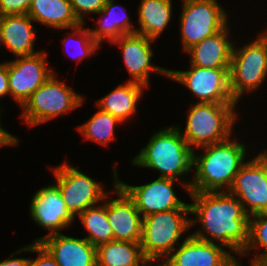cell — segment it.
I'll return each mask as SVG.
<instances>
[{
  "label": "cell",
  "instance_id": "cell-1",
  "mask_svg": "<svg viewBox=\"0 0 267 266\" xmlns=\"http://www.w3.org/2000/svg\"><path fill=\"white\" fill-rule=\"evenodd\" d=\"M189 194L193 199L190 214L196 216L190 219L191 227L195 222L202 226L191 235L203 241H217L232 253L241 255L248 243L249 215L239 199L229 191Z\"/></svg>",
  "mask_w": 267,
  "mask_h": 266
},
{
  "label": "cell",
  "instance_id": "cell-2",
  "mask_svg": "<svg viewBox=\"0 0 267 266\" xmlns=\"http://www.w3.org/2000/svg\"><path fill=\"white\" fill-rule=\"evenodd\" d=\"M193 149L181 135V127L170 126L155 132L131 163L159 171V177L178 180L190 192L191 182L182 181L193 168ZM185 176V177H184ZM180 177V178H179Z\"/></svg>",
  "mask_w": 267,
  "mask_h": 266
},
{
  "label": "cell",
  "instance_id": "cell-3",
  "mask_svg": "<svg viewBox=\"0 0 267 266\" xmlns=\"http://www.w3.org/2000/svg\"><path fill=\"white\" fill-rule=\"evenodd\" d=\"M229 139L200 147L203 154L193 151V168L190 192L228 191L233 185L247 154L244 143Z\"/></svg>",
  "mask_w": 267,
  "mask_h": 266
},
{
  "label": "cell",
  "instance_id": "cell-4",
  "mask_svg": "<svg viewBox=\"0 0 267 266\" xmlns=\"http://www.w3.org/2000/svg\"><path fill=\"white\" fill-rule=\"evenodd\" d=\"M236 104L196 102L190 107L181 135L193 150L229 139L238 117Z\"/></svg>",
  "mask_w": 267,
  "mask_h": 266
},
{
  "label": "cell",
  "instance_id": "cell-5",
  "mask_svg": "<svg viewBox=\"0 0 267 266\" xmlns=\"http://www.w3.org/2000/svg\"><path fill=\"white\" fill-rule=\"evenodd\" d=\"M190 204L184 208L150 214L142 219L141 248L146 259L165 260L176 248L187 229H191Z\"/></svg>",
  "mask_w": 267,
  "mask_h": 266
},
{
  "label": "cell",
  "instance_id": "cell-6",
  "mask_svg": "<svg viewBox=\"0 0 267 266\" xmlns=\"http://www.w3.org/2000/svg\"><path fill=\"white\" fill-rule=\"evenodd\" d=\"M57 73L43 83L21 107L27 126L35 127L59 115L68 113L83 105L84 98L64 81L56 79Z\"/></svg>",
  "mask_w": 267,
  "mask_h": 266
},
{
  "label": "cell",
  "instance_id": "cell-7",
  "mask_svg": "<svg viewBox=\"0 0 267 266\" xmlns=\"http://www.w3.org/2000/svg\"><path fill=\"white\" fill-rule=\"evenodd\" d=\"M266 77L267 50L260 37L240 48L233 45L229 84L232 97L237 103L246 92H255Z\"/></svg>",
  "mask_w": 267,
  "mask_h": 266
},
{
  "label": "cell",
  "instance_id": "cell-8",
  "mask_svg": "<svg viewBox=\"0 0 267 266\" xmlns=\"http://www.w3.org/2000/svg\"><path fill=\"white\" fill-rule=\"evenodd\" d=\"M181 10L180 34L185 52L221 31L229 21L217 0H183Z\"/></svg>",
  "mask_w": 267,
  "mask_h": 266
},
{
  "label": "cell",
  "instance_id": "cell-9",
  "mask_svg": "<svg viewBox=\"0 0 267 266\" xmlns=\"http://www.w3.org/2000/svg\"><path fill=\"white\" fill-rule=\"evenodd\" d=\"M51 169L67 209L75 218L87 208L104 201L108 194L100 182L85 175L66 161Z\"/></svg>",
  "mask_w": 267,
  "mask_h": 266
},
{
  "label": "cell",
  "instance_id": "cell-10",
  "mask_svg": "<svg viewBox=\"0 0 267 266\" xmlns=\"http://www.w3.org/2000/svg\"><path fill=\"white\" fill-rule=\"evenodd\" d=\"M168 78L187 87L198 103H237L230 91L229 68L190 65L187 71L169 69Z\"/></svg>",
  "mask_w": 267,
  "mask_h": 266
},
{
  "label": "cell",
  "instance_id": "cell-11",
  "mask_svg": "<svg viewBox=\"0 0 267 266\" xmlns=\"http://www.w3.org/2000/svg\"><path fill=\"white\" fill-rule=\"evenodd\" d=\"M228 191L239 199L249 217L267 213V158L260 152L246 159Z\"/></svg>",
  "mask_w": 267,
  "mask_h": 266
},
{
  "label": "cell",
  "instance_id": "cell-12",
  "mask_svg": "<svg viewBox=\"0 0 267 266\" xmlns=\"http://www.w3.org/2000/svg\"><path fill=\"white\" fill-rule=\"evenodd\" d=\"M46 56L45 50H40L39 53L19 56L15 60L8 61L10 96L19 104V107H22L53 73H56L53 68L48 67Z\"/></svg>",
  "mask_w": 267,
  "mask_h": 266
},
{
  "label": "cell",
  "instance_id": "cell-13",
  "mask_svg": "<svg viewBox=\"0 0 267 266\" xmlns=\"http://www.w3.org/2000/svg\"><path fill=\"white\" fill-rule=\"evenodd\" d=\"M175 181L177 180L158 177L148 184L133 186L117 178V185L133 200L144 218L153 213L184 208L188 204L176 196L173 188Z\"/></svg>",
  "mask_w": 267,
  "mask_h": 266
},
{
  "label": "cell",
  "instance_id": "cell-14",
  "mask_svg": "<svg viewBox=\"0 0 267 266\" xmlns=\"http://www.w3.org/2000/svg\"><path fill=\"white\" fill-rule=\"evenodd\" d=\"M155 39L146 37L145 35L132 33L120 36L112 43L118 44L122 50V57L128 74L132 78L128 81L136 82L144 85L146 88L150 85V73H159L168 77L169 69L162 68L151 62L154 53L152 51L151 42Z\"/></svg>",
  "mask_w": 267,
  "mask_h": 266
},
{
  "label": "cell",
  "instance_id": "cell-15",
  "mask_svg": "<svg viewBox=\"0 0 267 266\" xmlns=\"http://www.w3.org/2000/svg\"><path fill=\"white\" fill-rule=\"evenodd\" d=\"M116 168L113 169V193L118 197L106 199L107 218L113 232V241L141 242L142 216L135 207L133 200L117 185Z\"/></svg>",
  "mask_w": 267,
  "mask_h": 266
},
{
  "label": "cell",
  "instance_id": "cell-16",
  "mask_svg": "<svg viewBox=\"0 0 267 266\" xmlns=\"http://www.w3.org/2000/svg\"><path fill=\"white\" fill-rule=\"evenodd\" d=\"M29 212L31 219L39 226L47 230L45 236L58 234L61 230L68 228L75 217L67 209L58 185H52L38 189L31 198Z\"/></svg>",
  "mask_w": 267,
  "mask_h": 266
},
{
  "label": "cell",
  "instance_id": "cell-17",
  "mask_svg": "<svg viewBox=\"0 0 267 266\" xmlns=\"http://www.w3.org/2000/svg\"><path fill=\"white\" fill-rule=\"evenodd\" d=\"M163 262L164 266H227L235 256L225 246L186 235Z\"/></svg>",
  "mask_w": 267,
  "mask_h": 266
},
{
  "label": "cell",
  "instance_id": "cell-18",
  "mask_svg": "<svg viewBox=\"0 0 267 266\" xmlns=\"http://www.w3.org/2000/svg\"><path fill=\"white\" fill-rule=\"evenodd\" d=\"M40 243L59 266H97L96 246L85 238L58 233L34 240Z\"/></svg>",
  "mask_w": 267,
  "mask_h": 266
},
{
  "label": "cell",
  "instance_id": "cell-19",
  "mask_svg": "<svg viewBox=\"0 0 267 266\" xmlns=\"http://www.w3.org/2000/svg\"><path fill=\"white\" fill-rule=\"evenodd\" d=\"M227 24L221 31L205 38L186 51L190 54V65L201 68H230L233 40ZM232 41V42H231Z\"/></svg>",
  "mask_w": 267,
  "mask_h": 266
},
{
  "label": "cell",
  "instance_id": "cell-20",
  "mask_svg": "<svg viewBox=\"0 0 267 266\" xmlns=\"http://www.w3.org/2000/svg\"><path fill=\"white\" fill-rule=\"evenodd\" d=\"M33 23L34 20L28 14L0 16L3 46L15 57L39 53L34 48L37 30L33 27Z\"/></svg>",
  "mask_w": 267,
  "mask_h": 266
},
{
  "label": "cell",
  "instance_id": "cell-21",
  "mask_svg": "<svg viewBox=\"0 0 267 266\" xmlns=\"http://www.w3.org/2000/svg\"><path fill=\"white\" fill-rule=\"evenodd\" d=\"M143 88L146 87L142 84L127 81L100 98L96 105L124 123L136 114L137 103L144 93Z\"/></svg>",
  "mask_w": 267,
  "mask_h": 266
},
{
  "label": "cell",
  "instance_id": "cell-22",
  "mask_svg": "<svg viewBox=\"0 0 267 266\" xmlns=\"http://www.w3.org/2000/svg\"><path fill=\"white\" fill-rule=\"evenodd\" d=\"M36 23L51 28L70 29L80 24L70 0H32L27 13Z\"/></svg>",
  "mask_w": 267,
  "mask_h": 266
},
{
  "label": "cell",
  "instance_id": "cell-23",
  "mask_svg": "<svg viewBox=\"0 0 267 266\" xmlns=\"http://www.w3.org/2000/svg\"><path fill=\"white\" fill-rule=\"evenodd\" d=\"M172 0H141L135 32L156 39L172 20Z\"/></svg>",
  "mask_w": 267,
  "mask_h": 266
},
{
  "label": "cell",
  "instance_id": "cell-24",
  "mask_svg": "<svg viewBox=\"0 0 267 266\" xmlns=\"http://www.w3.org/2000/svg\"><path fill=\"white\" fill-rule=\"evenodd\" d=\"M119 10L114 0H107L103 9L97 13L101 15L100 20H97L98 27L89 30L94 40L99 44L103 43L105 39L112 42L122 35L135 33L128 14L121 10L125 14L119 17L121 15Z\"/></svg>",
  "mask_w": 267,
  "mask_h": 266
},
{
  "label": "cell",
  "instance_id": "cell-25",
  "mask_svg": "<svg viewBox=\"0 0 267 266\" xmlns=\"http://www.w3.org/2000/svg\"><path fill=\"white\" fill-rule=\"evenodd\" d=\"M97 266H139L146 258L141 244L129 241H111L96 247Z\"/></svg>",
  "mask_w": 267,
  "mask_h": 266
},
{
  "label": "cell",
  "instance_id": "cell-26",
  "mask_svg": "<svg viewBox=\"0 0 267 266\" xmlns=\"http://www.w3.org/2000/svg\"><path fill=\"white\" fill-rule=\"evenodd\" d=\"M108 196L110 195L107 194L102 204L89 207L78 216L89 235L85 239L96 247L102 243L113 241V232L106 211Z\"/></svg>",
  "mask_w": 267,
  "mask_h": 266
},
{
  "label": "cell",
  "instance_id": "cell-27",
  "mask_svg": "<svg viewBox=\"0 0 267 266\" xmlns=\"http://www.w3.org/2000/svg\"><path fill=\"white\" fill-rule=\"evenodd\" d=\"M123 124L110 113L99 108L88 121L77 129L86 140L94 141L101 145H108L115 137V126Z\"/></svg>",
  "mask_w": 267,
  "mask_h": 266
},
{
  "label": "cell",
  "instance_id": "cell-28",
  "mask_svg": "<svg viewBox=\"0 0 267 266\" xmlns=\"http://www.w3.org/2000/svg\"><path fill=\"white\" fill-rule=\"evenodd\" d=\"M255 248L263 251L251 260L262 262L267 257V213L249 217L248 243L240 256L248 255Z\"/></svg>",
  "mask_w": 267,
  "mask_h": 266
},
{
  "label": "cell",
  "instance_id": "cell-29",
  "mask_svg": "<svg viewBox=\"0 0 267 266\" xmlns=\"http://www.w3.org/2000/svg\"><path fill=\"white\" fill-rule=\"evenodd\" d=\"M84 25V23H80L79 25L72 27L71 29L73 31H71L69 35L65 36L63 39V44L66 46L65 43L69 42L70 39H72L73 37H77L78 44L75 42L74 43L75 45H78V48H75L78 51L76 50L77 53H74L75 56H73L74 60L77 59V63L81 62L84 58H87L89 56L91 57L93 53L95 54V51L98 50L101 46L97 41L94 40L92 34L90 33V30L88 28L83 27Z\"/></svg>",
  "mask_w": 267,
  "mask_h": 266
},
{
  "label": "cell",
  "instance_id": "cell-30",
  "mask_svg": "<svg viewBox=\"0 0 267 266\" xmlns=\"http://www.w3.org/2000/svg\"><path fill=\"white\" fill-rule=\"evenodd\" d=\"M73 13L80 23L85 22V14H97L106 4L107 0H70Z\"/></svg>",
  "mask_w": 267,
  "mask_h": 266
},
{
  "label": "cell",
  "instance_id": "cell-31",
  "mask_svg": "<svg viewBox=\"0 0 267 266\" xmlns=\"http://www.w3.org/2000/svg\"><path fill=\"white\" fill-rule=\"evenodd\" d=\"M27 251L39 253L36 259L29 258V266H59L40 243L32 242V244L27 245Z\"/></svg>",
  "mask_w": 267,
  "mask_h": 266
},
{
  "label": "cell",
  "instance_id": "cell-32",
  "mask_svg": "<svg viewBox=\"0 0 267 266\" xmlns=\"http://www.w3.org/2000/svg\"><path fill=\"white\" fill-rule=\"evenodd\" d=\"M32 0H0V16L27 14Z\"/></svg>",
  "mask_w": 267,
  "mask_h": 266
},
{
  "label": "cell",
  "instance_id": "cell-33",
  "mask_svg": "<svg viewBox=\"0 0 267 266\" xmlns=\"http://www.w3.org/2000/svg\"><path fill=\"white\" fill-rule=\"evenodd\" d=\"M24 251L27 252V246L22 247L19 250H16V252L10 254L9 259L0 261V266H29V258H14L16 254L18 255Z\"/></svg>",
  "mask_w": 267,
  "mask_h": 266
},
{
  "label": "cell",
  "instance_id": "cell-34",
  "mask_svg": "<svg viewBox=\"0 0 267 266\" xmlns=\"http://www.w3.org/2000/svg\"><path fill=\"white\" fill-rule=\"evenodd\" d=\"M10 95L8 85V61L0 63V98Z\"/></svg>",
  "mask_w": 267,
  "mask_h": 266
},
{
  "label": "cell",
  "instance_id": "cell-35",
  "mask_svg": "<svg viewBox=\"0 0 267 266\" xmlns=\"http://www.w3.org/2000/svg\"><path fill=\"white\" fill-rule=\"evenodd\" d=\"M0 107H1V105H0ZM1 110H3V109L0 108V114L2 113ZM0 117H2V116L0 115ZM0 120H1V118H0ZM0 141L5 146H8V145L9 146H16L19 143V140L16 136L10 134L8 131L3 129L1 121H0Z\"/></svg>",
  "mask_w": 267,
  "mask_h": 266
},
{
  "label": "cell",
  "instance_id": "cell-36",
  "mask_svg": "<svg viewBox=\"0 0 267 266\" xmlns=\"http://www.w3.org/2000/svg\"><path fill=\"white\" fill-rule=\"evenodd\" d=\"M251 266H265L262 262L260 261H253L251 260L250 263H249ZM241 262L239 261V266H241Z\"/></svg>",
  "mask_w": 267,
  "mask_h": 266
},
{
  "label": "cell",
  "instance_id": "cell-37",
  "mask_svg": "<svg viewBox=\"0 0 267 266\" xmlns=\"http://www.w3.org/2000/svg\"><path fill=\"white\" fill-rule=\"evenodd\" d=\"M265 32L262 34H260V38L265 42V47H266V50H267V31L264 30Z\"/></svg>",
  "mask_w": 267,
  "mask_h": 266
},
{
  "label": "cell",
  "instance_id": "cell-38",
  "mask_svg": "<svg viewBox=\"0 0 267 266\" xmlns=\"http://www.w3.org/2000/svg\"><path fill=\"white\" fill-rule=\"evenodd\" d=\"M227 266H239L238 257L237 258L234 257V259Z\"/></svg>",
  "mask_w": 267,
  "mask_h": 266
},
{
  "label": "cell",
  "instance_id": "cell-39",
  "mask_svg": "<svg viewBox=\"0 0 267 266\" xmlns=\"http://www.w3.org/2000/svg\"><path fill=\"white\" fill-rule=\"evenodd\" d=\"M152 261H154V260H150V259H146L141 265H139V266H150V265H152L151 263H152ZM150 264V265H149Z\"/></svg>",
  "mask_w": 267,
  "mask_h": 266
},
{
  "label": "cell",
  "instance_id": "cell-40",
  "mask_svg": "<svg viewBox=\"0 0 267 266\" xmlns=\"http://www.w3.org/2000/svg\"><path fill=\"white\" fill-rule=\"evenodd\" d=\"M4 45V42H3V36H2V28H1V25H0V45Z\"/></svg>",
  "mask_w": 267,
  "mask_h": 266
},
{
  "label": "cell",
  "instance_id": "cell-41",
  "mask_svg": "<svg viewBox=\"0 0 267 266\" xmlns=\"http://www.w3.org/2000/svg\"><path fill=\"white\" fill-rule=\"evenodd\" d=\"M261 153L267 158V150H263Z\"/></svg>",
  "mask_w": 267,
  "mask_h": 266
},
{
  "label": "cell",
  "instance_id": "cell-42",
  "mask_svg": "<svg viewBox=\"0 0 267 266\" xmlns=\"http://www.w3.org/2000/svg\"><path fill=\"white\" fill-rule=\"evenodd\" d=\"M262 263L267 266V257L262 261Z\"/></svg>",
  "mask_w": 267,
  "mask_h": 266
},
{
  "label": "cell",
  "instance_id": "cell-43",
  "mask_svg": "<svg viewBox=\"0 0 267 266\" xmlns=\"http://www.w3.org/2000/svg\"><path fill=\"white\" fill-rule=\"evenodd\" d=\"M154 266H164L161 262H159V264L154 265Z\"/></svg>",
  "mask_w": 267,
  "mask_h": 266
},
{
  "label": "cell",
  "instance_id": "cell-44",
  "mask_svg": "<svg viewBox=\"0 0 267 266\" xmlns=\"http://www.w3.org/2000/svg\"><path fill=\"white\" fill-rule=\"evenodd\" d=\"M3 146H5V145L0 141V147H3Z\"/></svg>",
  "mask_w": 267,
  "mask_h": 266
}]
</instances>
